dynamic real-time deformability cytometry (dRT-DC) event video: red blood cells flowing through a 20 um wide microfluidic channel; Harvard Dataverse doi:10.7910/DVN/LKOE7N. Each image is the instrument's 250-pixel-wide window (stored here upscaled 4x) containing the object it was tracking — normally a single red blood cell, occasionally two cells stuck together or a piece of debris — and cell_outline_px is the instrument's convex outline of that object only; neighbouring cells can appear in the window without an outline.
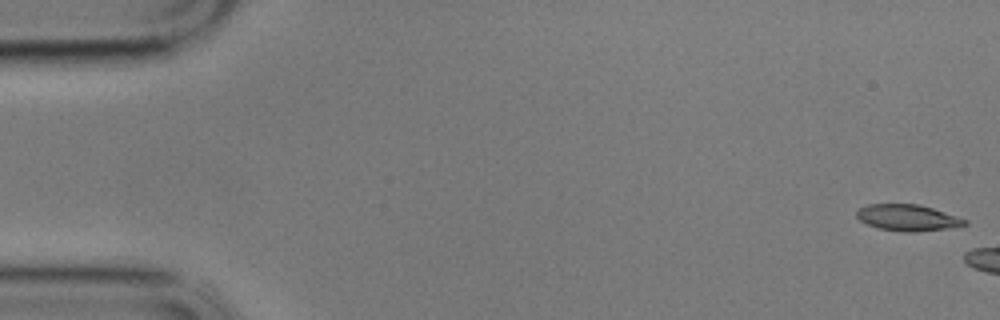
{"species": "common noctule bat (a hibernating species)", "species_latin": "Nyctalus noctula", "temperature_condition": "cold", "stored_images_in_passage": 6, "camera_frame_rate_fps": 3000, "um_per_image_px": 0.085, "animal": {"sex": "male", "body_mass_g": 17.9}, "frame": {"image": 1, "passage_image": 1, "time_ms": 0.0, "image_size_px": [1000, 320], "cell_outline_px": [[968, 224], [944, 228], [912, 232], [904, 232], [876, 228], [860, 220], [856, 216], [856, 212], [860, 208], [868, 204], [920, 204], [968, 220]], "centroid_in_image_um": [77.11, 18.5], "position_along_channel_um": 7.9, "area_um2": 16.36}}